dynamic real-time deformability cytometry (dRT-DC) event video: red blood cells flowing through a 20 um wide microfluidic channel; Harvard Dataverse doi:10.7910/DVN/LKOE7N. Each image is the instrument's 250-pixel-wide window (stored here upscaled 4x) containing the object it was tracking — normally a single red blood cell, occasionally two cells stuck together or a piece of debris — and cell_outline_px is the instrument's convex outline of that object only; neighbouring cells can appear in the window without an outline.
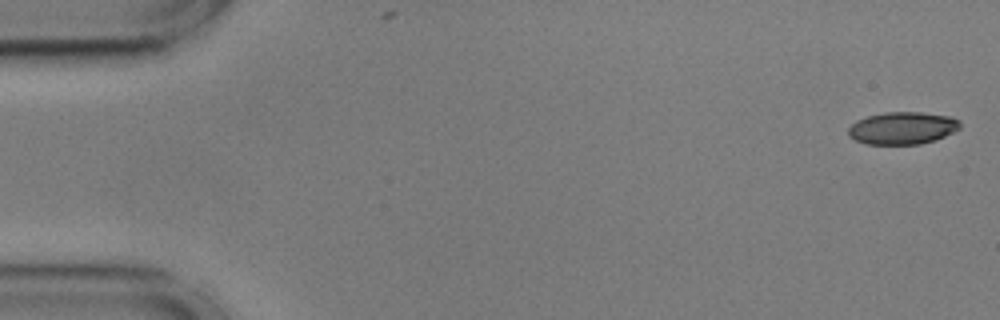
{"species": "common noctule bat (a hibernating species)", "species_latin": "Nyctalus noctula", "temperature_condition": "cold", "stored_images_in_passage": 55, "camera_frame_rate_fps": 3000, "um_per_image_px": 0.085, "animal": {"sex": "male", "body_mass_g": 17.9, "forearm_length_mm": 54.2}, "frame": {"image": 1, "passage_image": 1, "time_ms": 0.0, "image_size_px": [1000, 320], "cell_outline_px": [[960, 128], [936, 140], [920, 144], [868, 144], [856, 140], [848, 136], [848, 128], [856, 120], [868, 116], [884, 112], [920, 112], [952, 116], [960, 120]], "centroid_in_image_um": [76.72, 10.88], "position_along_channel_um": 8.3, "area_um2": 21.15}}
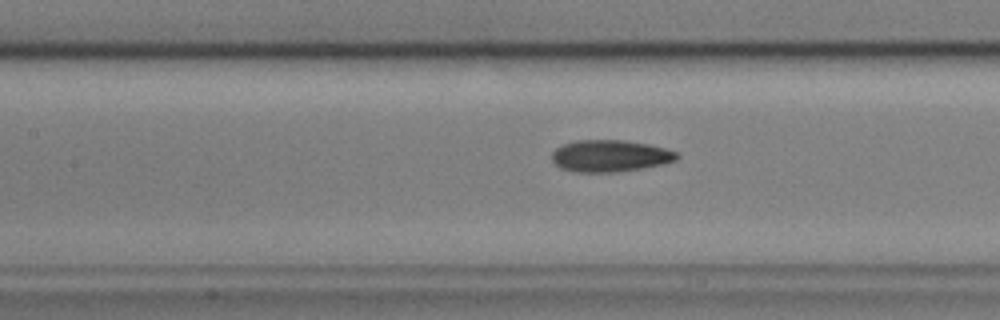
{"frame": {"image": 2, "passage_image": 24, "time_ms": 7.667, "image_size_px": [1000, 320], "cell_outline_px": [[680, 156], [676, 160], [664, 164], [616, 172], [572, 172], [560, 168], [552, 160], [552, 152], [556, 148], [564, 144], [576, 140], [624, 140], [648, 144], [664, 148], [676, 152]], "centroid_in_image_um": [51.84, 13.25], "position_along_channel_um": 155.6, "area_um2": 23.18}}
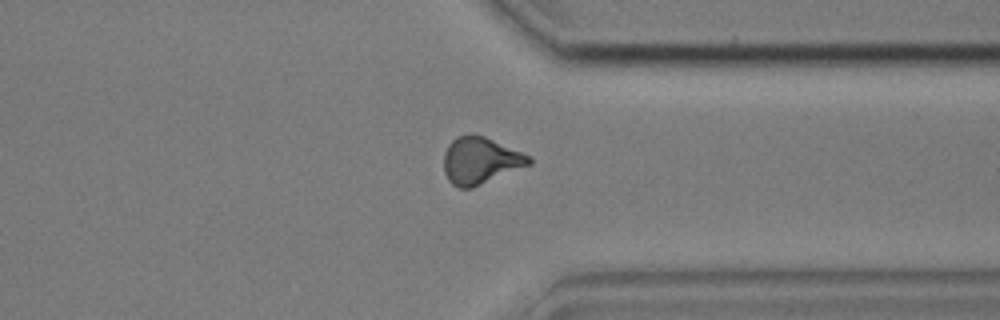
{"frame": {"image": 3, "passage_image": 42, "time_ms": 13.667, "image_size_px": [1000, 320], "cell_outline_px": [[532, 164], [472, 188], [460, 188], [452, 184], [448, 180], [444, 172], [444, 152], [448, 144], [456, 136], [484, 136], [532, 156]], "centroid_in_image_um": [40.84, 13.67], "position_along_channel_um": 370.6, "area_um2": 23.18}, "authors_computed_cell_mechanics": {"area_um2": 22.5998, "velocity_mm_per_s": 3.6142, "shape_relaxation_time_tau1_ms": 4.7713, "shape_relaxation_time_tau2_ms": 1.4624, "deformation_change_tau1": 0.1501, "deformation_change_tau2": 0.0695}}